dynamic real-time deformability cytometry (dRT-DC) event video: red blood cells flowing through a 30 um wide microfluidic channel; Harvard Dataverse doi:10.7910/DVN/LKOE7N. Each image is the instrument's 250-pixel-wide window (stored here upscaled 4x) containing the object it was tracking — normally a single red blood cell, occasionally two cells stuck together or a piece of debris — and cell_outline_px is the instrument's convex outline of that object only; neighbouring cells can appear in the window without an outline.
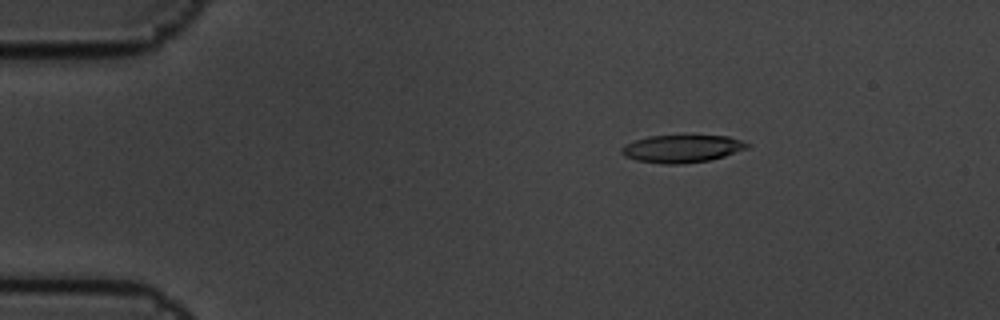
{"species": "common noctule bat (a hibernating species)", "species_latin": "Nyctalus noctula", "temperature_condition": "cold", "stored_images_in_passage": 15, "camera_frame_rate_fps": 3000, "um_per_image_px": 0.085, "animal": {"sex": "male", "body_mass_g": 19.5, "forearm_length_mm": 54.6}, "frame": {"image": 1, "passage_image": 3, "time_ms": 0.667, "image_size_px": [1000, 320], "cell_outline_px": [[752, 144], [748, 148], [724, 156], [708, 160], [680, 164], [664, 164], [636, 160], [624, 156], [620, 152], [620, 148], [624, 144], [648, 136], [728, 136]], "centroid_in_image_um": [57.94, 12.64], "position_along_channel_um": 27.1, "area_um2": 20.11}}
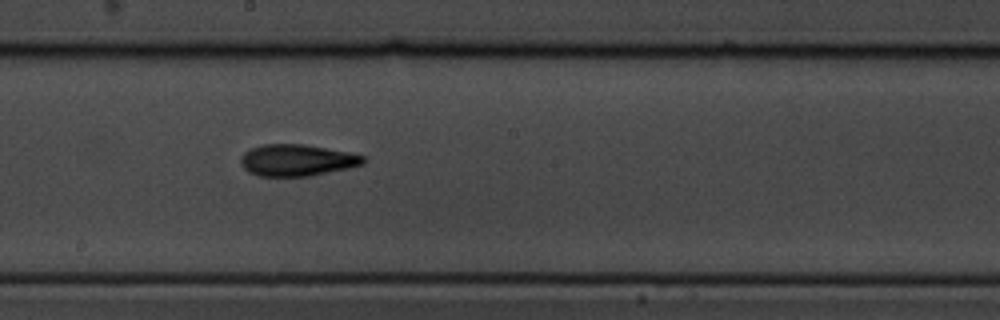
{"frame": {"image": 2, "passage_image": 9, "time_ms": 2.667, "image_size_px": [1000, 320], "cell_outline_px": [[368, 160], [364, 164], [348, 168], [308, 176], [260, 176], [248, 172], [244, 168], [240, 160], [240, 156], [244, 152], [252, 148], [264, 144], [304, 144], [348, 152], [368, 156]], "centroid_in_image_um": [25.27, 13.61], "position_along_channel_um": 222.9, "area_um2": 22.66}}
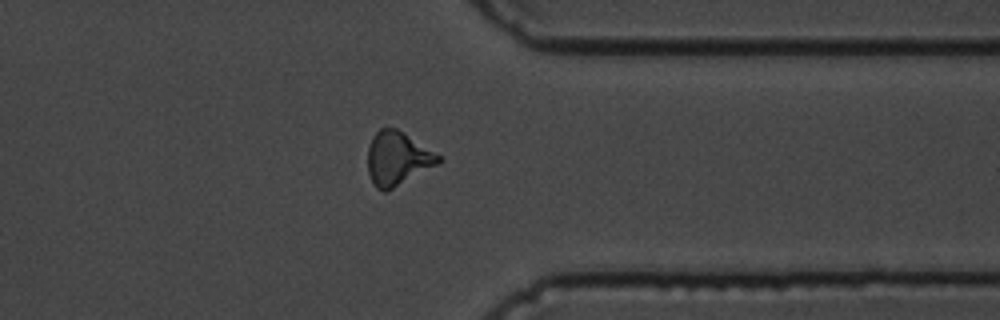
{"frame": {"image": 3, "passage_image": 13, "time_ms": 4.0, "image_size_px": [1000, 320], "cell_outline_px": [[440, 160], [436, 164], [388, 192], [384, 192], [376, 188], [368, 172], [368, 144], [372, 136], [380, 128], [396, 128], [440, 156]], "centroid_in_image_um": [33.72, 13.49], "position_along_channel_um": 377.7, "area_um2": 21.73}}